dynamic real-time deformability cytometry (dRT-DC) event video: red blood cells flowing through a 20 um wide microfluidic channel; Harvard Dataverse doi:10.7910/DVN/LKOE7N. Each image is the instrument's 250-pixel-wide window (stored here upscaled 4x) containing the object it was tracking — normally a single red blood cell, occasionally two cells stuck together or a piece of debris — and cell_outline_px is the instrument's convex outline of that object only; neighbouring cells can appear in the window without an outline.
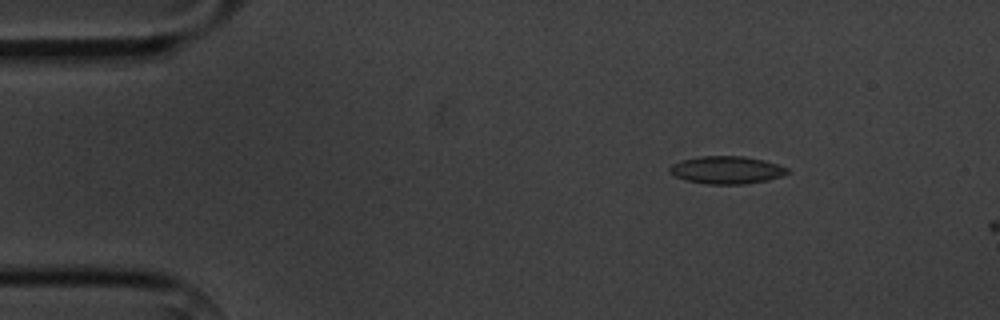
{"species": "common noctule bat (a hibernating species)", "species_latin": "Nyctalus noctula", "temperature_condition": "cold", "stored_images_in_passage": 3, "camera_frame_rate_fps": 3000, "um_per_image_px": 0.085, "animal": {"sex": "male", "body_mass_g": 20.1, "forearm_length_mm": 53.5}, "frame": {"image": 1, "passage_image": 2, "time_ms": 1.0, "image_size_px": [1000, 320], "cell_outline_px": [[788, 172], [780, 176], [768, 180], [744, 184], [704, 184], [688, 180], [676, 176], [668, 172], [668, 168], [672, 164], [680, 160], [700, 156], [744, 156], [764, 160], [788, 168]], "centroid_in_image_um": [61.73, 14.44], "position_along_channel_um": 23.3, "area_um2": 18.9}}